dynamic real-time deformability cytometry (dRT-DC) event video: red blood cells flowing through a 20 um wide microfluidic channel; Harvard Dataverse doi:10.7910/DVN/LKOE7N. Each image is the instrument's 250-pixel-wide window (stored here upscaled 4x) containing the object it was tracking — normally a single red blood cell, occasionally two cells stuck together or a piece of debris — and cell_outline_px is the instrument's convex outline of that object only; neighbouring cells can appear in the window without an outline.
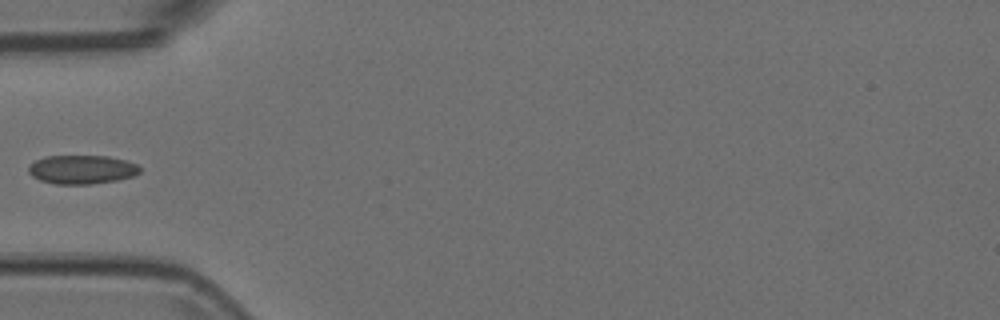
{"species": "Egyptian fruit bat (a non-hibernating species)", "species_latin": "Rousettus aegyptiacus", "temperature_condition": "room temperature", "stored_images_in_passage": 12, "camera_frame_rate_fps": 3000, "um_per_image_px": 0.085, "animal": {"sex": "female"}, "frame": {"image": 1, "passage_image": 1, "time_ms": 0.0, "image_size_px": [1000, 320], "cell_outline_px": [[140, 172], [136, 176], [116, 180], [92, 184], [56, 184], [40, 180], [32, 176], [28, 172], [28, 164], [44, 156], [108, 156], [124, 160], [136, 164], [140, 168]], "centroid_in_image_um": [6.94, 14.41], "position_along_channel_um": 78.1, "area_um2": 18.79}}
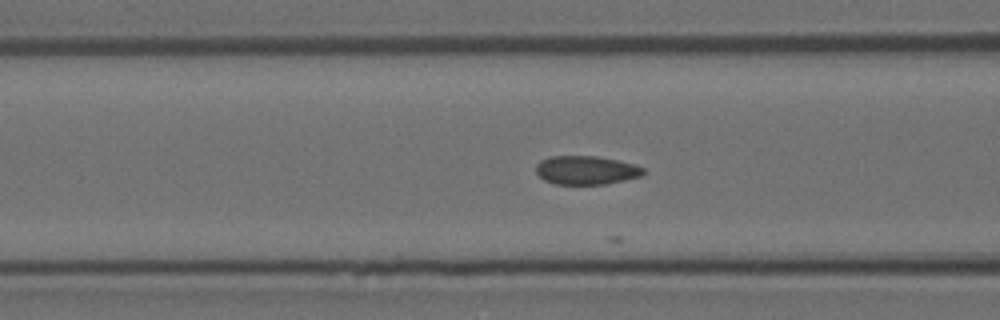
{"frame": {"image": 2, "passage_image": 4, "time_ms": 1.0, "image_size_px": [1000, 320], "cell_outline_px": [[644, 172], [640, 176], [608, 184], [556, 184], [544, 180], [536, 172], [536, 164], [540, 160], [548, 156], [596, 156], [616, 160], [632, 164], [644, 168]], "centroid_in_image_um": [49.78, 14.46], "position_along_channel_um": 116.8, "area_um2": 17.86}}
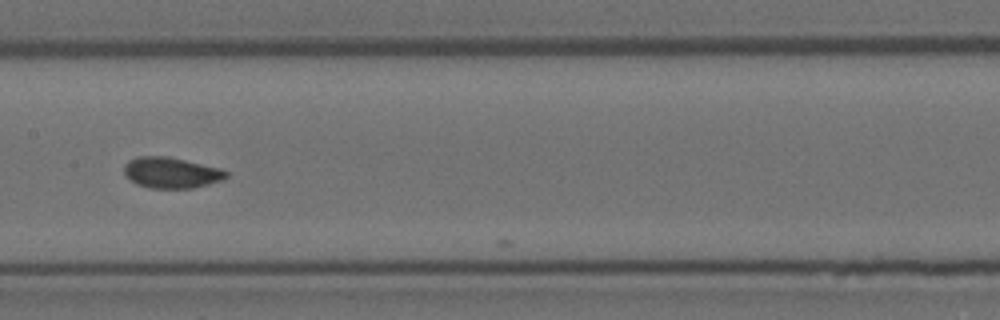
{"frame": {"image": 3, "passage_image": 10, "time_ms": 3.0, "image_size_px": [1000, 320], "cell_outline_px": [[228, 176], [224, 180], [192, 188], [148, 188], [136, 184], [124, 176], [124, 164], [128, 160], [140, 156], [164, 156], [184, 160], [220, 168], [228, 172]], "centroid_in_image_um": [14.53, 14.69], "position_along_channel_um": 192.9, "area_um2": 18.44}}